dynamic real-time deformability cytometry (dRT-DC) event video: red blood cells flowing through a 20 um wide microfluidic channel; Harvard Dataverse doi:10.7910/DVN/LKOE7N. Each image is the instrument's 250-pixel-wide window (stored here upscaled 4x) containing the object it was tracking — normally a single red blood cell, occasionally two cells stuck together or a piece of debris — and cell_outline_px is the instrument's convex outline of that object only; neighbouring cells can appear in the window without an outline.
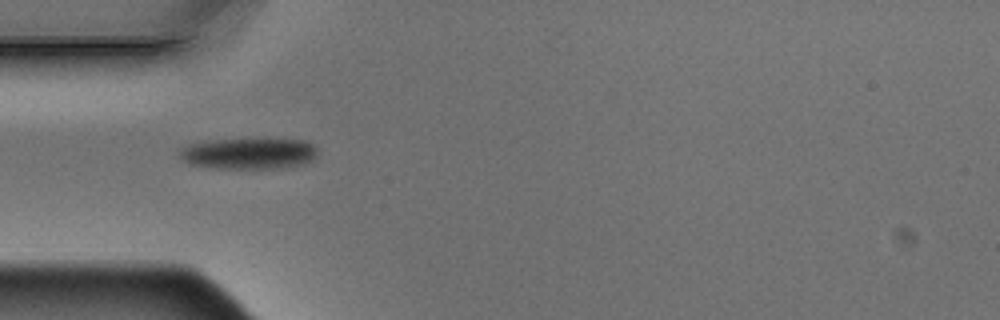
{"species": "Egyptian fruit bat (a non-hibernating species)", "species_latin": "Rousettus aegyptiacus", "temperature_condition": "warm", "stored_images_in_passage": 1, "camera_frame_rate_fps": 3000, "um_per_image_px": 0.085, "animal": {"sex": "male"}, "frame": {"image": 1, "passage_image": 1, "time_ms": 0.0, "image_size_px": [1000, 320], "cell_outline_px": [[316, 156], [312, 160], [304, 164], [284, 168], [216, 168], [192, 164], [184, 160], [180, 156], [180, 148], [204, 140], [268, 136], [304, 140], [312, 144], [316, 148]], "centroid_in_image_um": [21.21, 12.99], "position_along_channel_um": 63.8, "area_um2": 26.07}}